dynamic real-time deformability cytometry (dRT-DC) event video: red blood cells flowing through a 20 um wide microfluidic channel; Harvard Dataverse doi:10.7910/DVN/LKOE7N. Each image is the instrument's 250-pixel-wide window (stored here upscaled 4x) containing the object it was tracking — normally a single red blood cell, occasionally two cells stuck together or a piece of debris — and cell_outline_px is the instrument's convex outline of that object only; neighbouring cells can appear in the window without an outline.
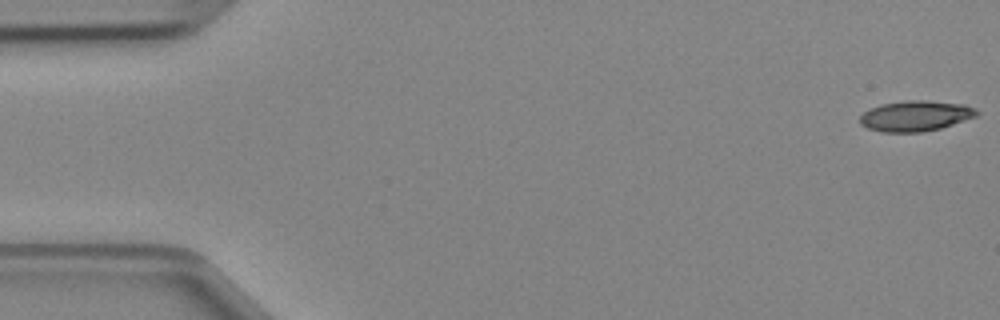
{"species": "Egyptian fruit bat (a non-hibernating species)", "species_latin": "Rousettus aegyptiacus", "temperature_condition": "cold", "stored_images_in_passage": 47, "camera_frame_rate_fps": 3000, "um_per_image_px": 0.085, "animal": {"sex": "female"}, "frame": {"image": 1, "passage_image": 1, "time_ms": 0.0, "image_size_px": [1000, 320], "cell_outline_px": [[980, 112], [976, 116], [940, 128], [920, 132], [880, 132], [868, 128], [860, 124], [860, 116], [864, 112], [880, 104], [904, 100], [924, 100], [964, 104], [976, 108]], "centroid_in_image_um": [77.81, 9.84], "position_along_channel_um": 7.2, "area_um2": 20.75}}
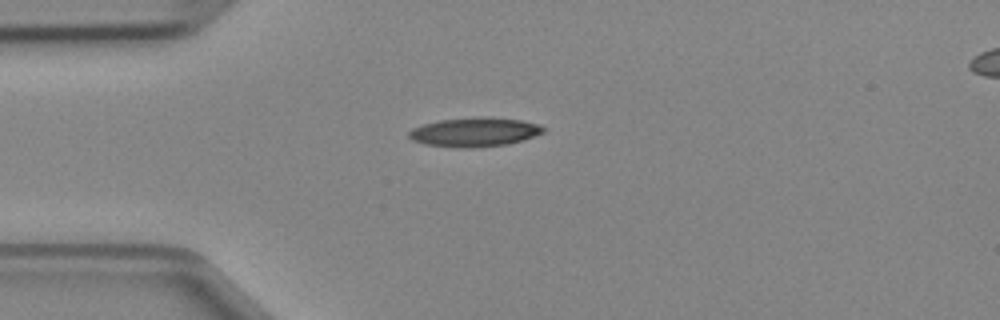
{"frame": {"image": 2, "passage_image": 12, "time_ms": 3.667, "image_size_px": [1000, 320], "cell_outline_px": [[544, 132], [524, 140], [508, 144], [468, 148], [460, 148], [424, 144], [412, 140], [408, 136], [408, 132], [412, 128], [424, 124], [440, 120], [476, 116], [492, 116], [520, 120], [540, 124], [544, 128]], "centroid_in_image_um": [40.35, 11.21], "position_along_channel_um": 44.7, "area_um2": 23.06}}
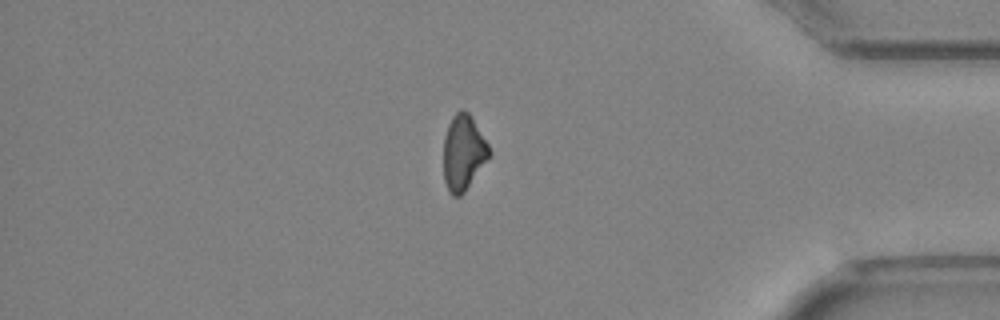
{"frame": {"image": 3, "passage_image": 40, "time_ms": 13.0, "image_size_px": [1000, 320], "cell_outline_px": [[492, 152], [464, 192], [460, 196], [452, 196], [448, 192], [444, 180], [444, 136], [448, 124], [452, 116], [460, 108], [464, 108], [472, 116], [488, 144]], "centroid_in_image_um": [39.37, 12.93], "position_along_channel_um": 395.8, "area_um2": 20.11}}